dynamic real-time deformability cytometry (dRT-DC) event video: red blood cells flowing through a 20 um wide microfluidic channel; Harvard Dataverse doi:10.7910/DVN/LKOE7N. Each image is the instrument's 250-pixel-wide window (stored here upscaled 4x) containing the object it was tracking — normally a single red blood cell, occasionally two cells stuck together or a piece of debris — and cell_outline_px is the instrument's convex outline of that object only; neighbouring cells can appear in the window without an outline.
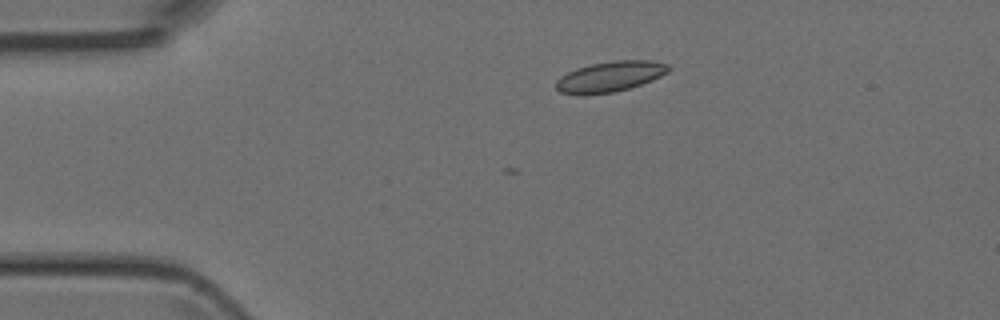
{"species": "Egyptian fruit bat (a non-hibernating species)", "species_latin": "Rousettus aegyptiacus", "temperature_condition": "room temperature", "stored_images_in_passage": 4, "camera_frame_rate_fps": 3000, "um_per_image_px": 0.085, "animal": {"sex": "female"}, "frame": {"image": 1, "passage_image": 1, "time_ms": 0.0, "image_size_px": [1000, 320], "cell_outline_px": [[672, 68], [668, 72], [652, 80], [616, 92], [584, 96], [560, 92], [556, 88], [556, 80], [560, 76], [576, 68], [592, 64], [612, 60], [652, 60], [668, 64]], "centroid_in_image_um": [51.84, 6.51], "position_along_channel_um": 33.2, "area_um2": 20.23}}